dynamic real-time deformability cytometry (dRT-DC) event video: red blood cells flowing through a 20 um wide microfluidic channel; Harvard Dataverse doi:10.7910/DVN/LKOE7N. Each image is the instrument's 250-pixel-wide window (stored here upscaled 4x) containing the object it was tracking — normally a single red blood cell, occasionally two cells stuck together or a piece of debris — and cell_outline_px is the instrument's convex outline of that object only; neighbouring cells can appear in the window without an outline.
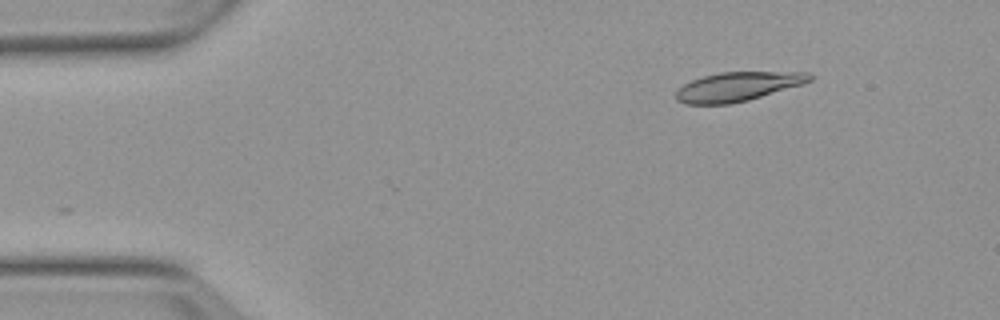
{"species": "Egyptian fruit bat (a non-hibernating species)", "species_latin": "Rousettus aegyptiacus", "temperature_condition": "warm", "stored_images_in_passage": 3, "camera_frame_rate_fps": 3000, "um_per_image_px": 0.085, "animal": {"sex": "female"}, "frame": {"image": 1, "passage_image": 1, "time_ms": 0.0, "image_size_px": [1000, 320], "cell_outline_px": [[812, 80], [800, 84], [748, 100], [732, 104], [684, 104], [676, 100], [676, 92], [684, 84], [692, 80], [704, 76], [720, 72], [808, 72], [812, 76]], "centroid_in_image_um": [62.66, 7.36], "position_along_channel_um": 22.3, "area_um2": 22.37}}
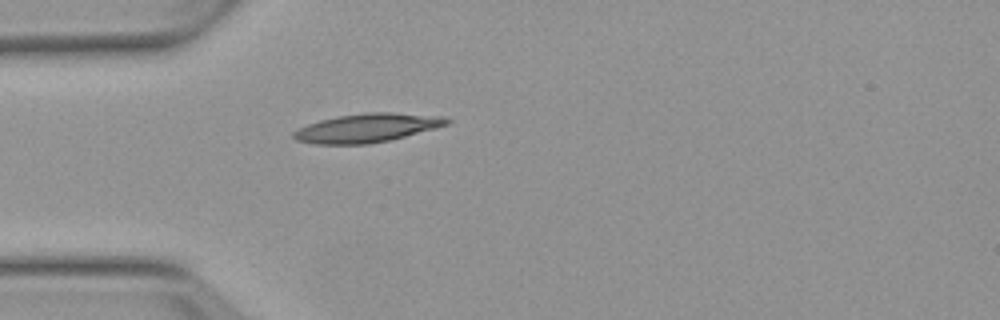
{"frame": {"image": 2, "passage_image": 3, "time_ms": 2.667, "image_size_px": [1000, 320], "cell_outline_px": [[452, 120], [448, 124], [436, 128], [388, 140], [368, 144], [312, 144], [296, 140], [292, 136], [292, 132], [308, 124], [320, 120], [336, 116], [364, 112], [392, 112], [444, 116]], "centroid_in_image_um": [31.2, 10.86], "position_along_channel_um": 53.8, "area_um2": 25.72}}